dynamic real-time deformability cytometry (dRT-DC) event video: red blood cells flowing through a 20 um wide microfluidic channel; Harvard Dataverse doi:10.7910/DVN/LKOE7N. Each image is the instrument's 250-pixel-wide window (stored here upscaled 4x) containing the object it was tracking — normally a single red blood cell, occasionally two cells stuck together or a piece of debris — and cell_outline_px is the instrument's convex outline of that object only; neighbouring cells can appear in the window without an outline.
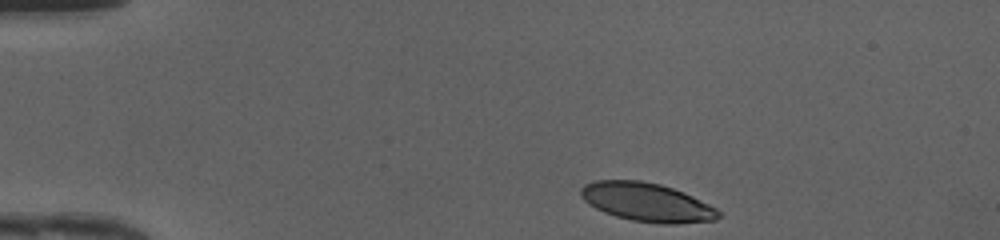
{"species": "human", "species_latin": "Homo sapiens", "temperature_condition": "cold", "stored_images_in_passage": 41, "camera_frame_rate_fps": 3000, "um_per_image_px": 0.085, "donor": {"sex": "female"}, "frame": {"image": 1, "passage_image": 1, "time_ms": 0.0, "image_size_px": [1000, 240], "cell_outline_px": [[720, 216], [716, 220], [676, 224], [660, 224], [632, 220], [616, 216], [604, 212], [588, 204], [580, 196], [580, 188], [584, 184], [596, 180], [640, 180], [660, 184], [684, 192], [716, 208], [720, 212]], "centroid_in_image_um": [54.97, 17.19], "position_along_channel_um": 30.0, "area_um2": 31.04}}
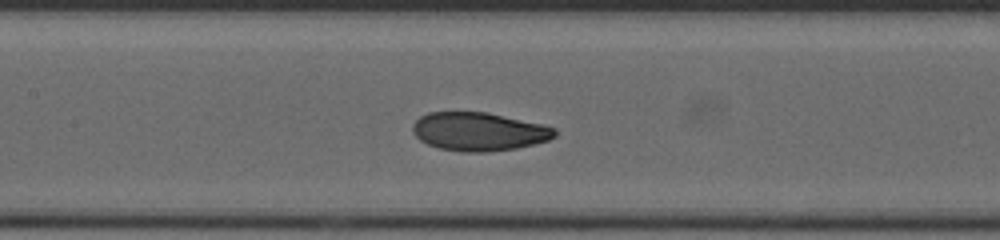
{"frame": {"image": 2, "passage_image": 16, "time_ms": 5.0, "image_size_px": [1000, 240], "cell_outline_px": [[556, 136], [548, 140], [516, 148], [488, 152], [464, 152], [440, 148], [428, 144], [420, 140], [412, 132], [412, 124], [420, 116], [428, 112], [488, 112], [544, 124], [556, 128]], "centroid_in_image_um": [40.71, 11.17], "position_along_channel_um": 166.7, "area_um2": 31.96}}
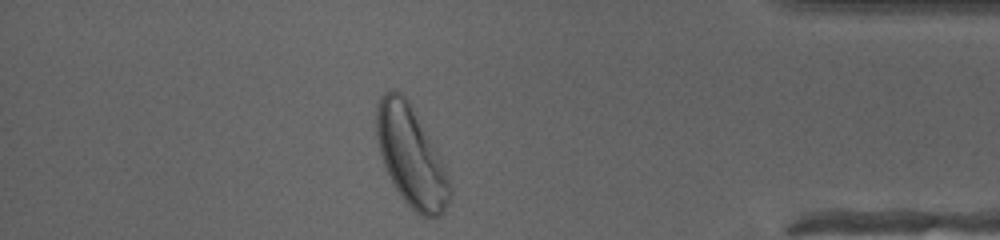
{"frame": {"image": 3, "passage_image": 35, "time_ms": 11.333, "image_size_px": [1000, 240], "cell_outline_px": [[452, 192], [448, 204], [440, 216], [420, 216], [400, 196], [384, 164], [380, 152], [376, 136], [376, 104], [380, 96], [388, 88], [392, 88], [400, 92], [408, 100], [440, 156], [444, 164]], "centroid_in_image_um": [34.93, 13.25], "position_along_channel_um": 400.3, "area_um2": 42.37}, "authors_computed_cell_mechanics": {"area_um2": 32.1368, "velocity_mm_per_s": 4.1831, "shape_relaxation_time_tau1_ms": 1.9498, "shape_relaxation_time_tau2_ms": 0.7874, "deformation_change_tau1": 0.1414, "deformation_change_tau2": 0.0583}}